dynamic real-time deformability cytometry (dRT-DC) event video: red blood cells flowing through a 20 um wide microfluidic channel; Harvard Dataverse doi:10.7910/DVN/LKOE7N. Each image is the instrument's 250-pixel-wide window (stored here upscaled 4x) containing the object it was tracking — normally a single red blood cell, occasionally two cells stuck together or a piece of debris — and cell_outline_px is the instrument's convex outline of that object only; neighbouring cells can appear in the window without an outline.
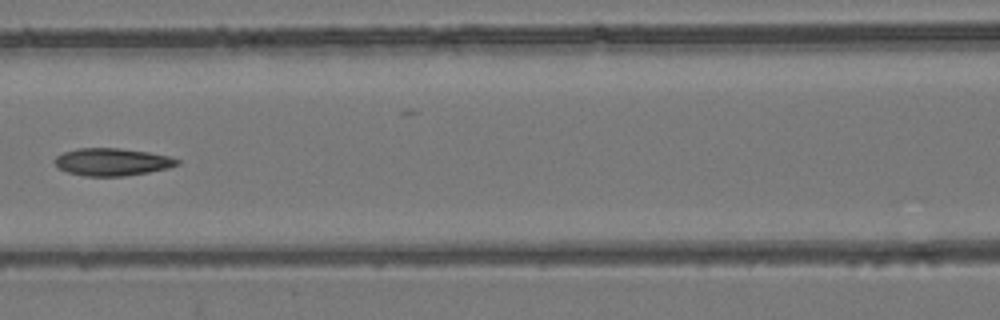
{"species": "common noctule bat (a hibernating species)", "species_latin": "Nyctalus noctula", "temperature_condition": "room temperature", "stored_images_in_passage": 8, "camera_frame_rate_fps": 3000, "um_per_image_px": 0.085, "animal": {"sex": "female", "body_mass_g": 24.6, "forearm_length_mm": 56.2}, "frame": {"image": 1, "passage_image": 8, "time_ms": 8.0, "image_size_px": [1000, 320], "cell_outline_px": [[180, 164], [168, 168], [148, 172], [124, 176], [84, 176], [68, 172], [60, 168], [56, 164], [56, 156], [64, 152], [80, 148], [120, 148], [148, 152], [168, 156], [180, 160]], "centroid_in_image_um": [9.56, 13.76], "position_along_channel_um": 157.0, "area_um2": 19.42}}